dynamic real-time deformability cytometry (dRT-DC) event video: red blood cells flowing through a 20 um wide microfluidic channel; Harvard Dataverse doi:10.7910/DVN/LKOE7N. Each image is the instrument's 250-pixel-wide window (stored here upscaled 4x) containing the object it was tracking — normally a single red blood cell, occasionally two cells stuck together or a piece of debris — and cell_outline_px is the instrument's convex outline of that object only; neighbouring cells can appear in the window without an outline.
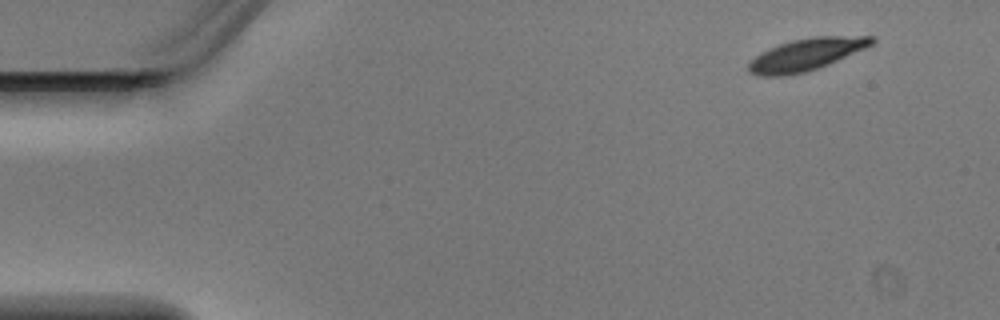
{"species": "Egyptian fruit bat (a non-hibernating species)", "species_latin": "Rousettus aegyptiacus", "temperature_condition": "warm", "stored_images_in_passage": 4, "camera_frame_rate_fps": 3000, "um_per_image_px": 0.085, "animal": {"sex": "male"}, "frame": {"image": 1, "passage_image": 1, "time_ms": 0.0, "image_size_px": [1000, 320], "cell_outline_px": [[876, 40], [872, 44], [864, 48], [836, 60], [816, 68], [804, 72], [780, 76], [760, 76], [748, 72], [748, 64], [760, 52], [780, 44], [792, 40], [816, 36], [872, 36]], "centroid_in_image_um": [68.48, 4.62], "position_along_channel_um": 16.5, "area_um2": 22.48}}
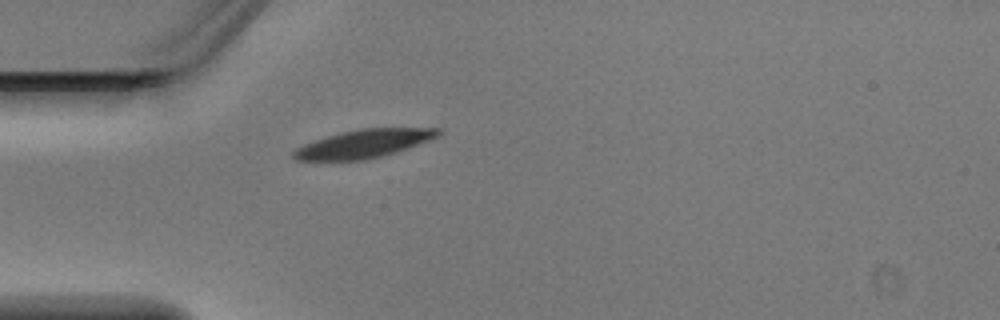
{"frame": {"image": 2, "passage_image": 4, "time_ms": 1.0, "image_size_px": [1000, 320], "cell_outline_px": [[444, 132], [440, 136], [396, 152], [364, 160], [296, 160], [292, 156], [292, 152], [296, 148], [304, 144], [340, 132], [360, 128], [440, 128]], "centroid_in_image_um": [30.95, 12.2], "position_along_channel_um": 54.0, "area_um2": 23.7}}